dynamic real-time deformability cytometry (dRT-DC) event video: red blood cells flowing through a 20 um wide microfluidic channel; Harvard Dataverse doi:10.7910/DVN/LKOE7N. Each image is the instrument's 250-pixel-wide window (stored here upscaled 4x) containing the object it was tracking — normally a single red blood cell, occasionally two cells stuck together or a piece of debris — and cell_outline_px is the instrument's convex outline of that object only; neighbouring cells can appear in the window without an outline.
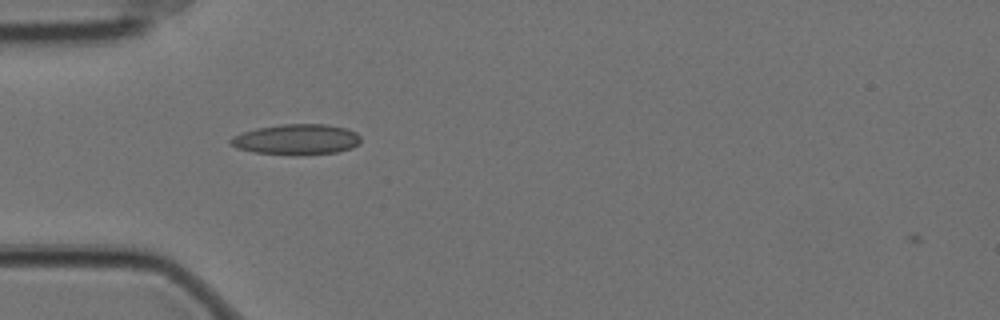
{"species": "Egyptian fruit bat (a non-hibernating species)", "species_latin": "Rousettus aegyptiacus", "temperature_condition": "cold", "stored_images_in_passage": 43, "camera_frame_rate_fps": 3000, "um_per_image_px": 0.085, "animal": {"sex": "female"}, "frame": {"image": 1, "passage_image": 3, "time_ms": 0.667, "image_size_px": [1000, 320], "cell_outline_px": [[360, 144], [352, 148], [336, 152], [256, 152], [240, 148], [232, 144], [228, 140], [232, 136], [256, 128], [280, 124], [324, 124], [348, 128], [356, 132], [360, 136]], "centroid_in_image_um": [25.26, 11.79], "position_along_channel_um": 59.7, "area_um2": 22.14}}
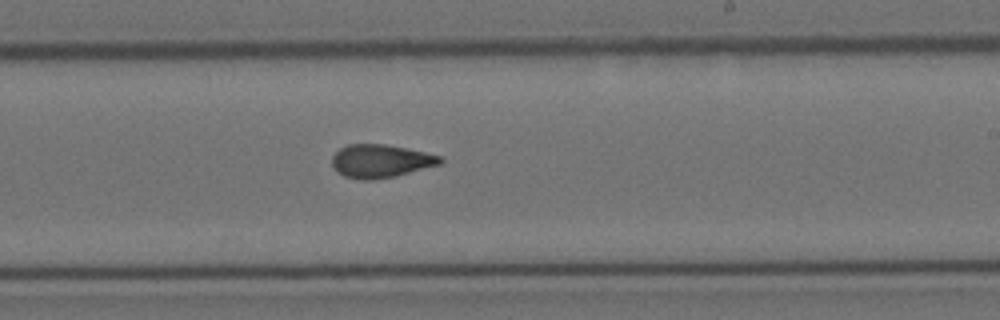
{"frame": {"image": 2, "passage_image": 20, "time_ms": 6.333, "image_size_px": [1000, 320], "cell_outline_px": [[444, 160], [440, 164], [392, 176], [368, 180], [364, 180], [344, 176], [336, 172], [332, 164], [332, 156], [340, 148], [348, 144], [384, 144], [424, 152], [440, 156]], "centroid_in_image_um": [32.3, 13.68], "position_along_channel_um": 256.7, "area_um2": 20.52}}
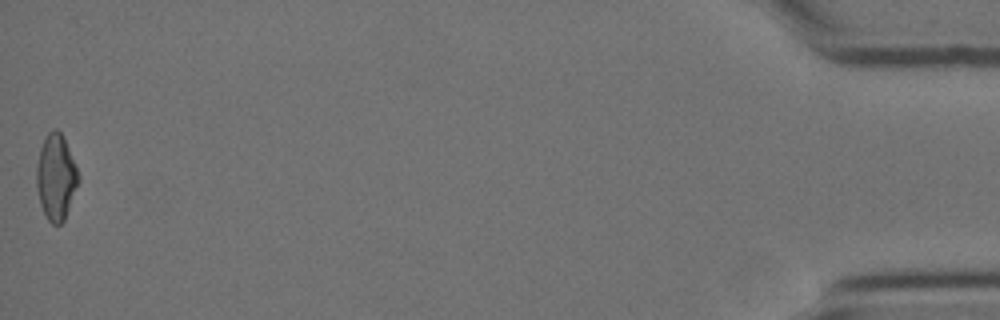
{"frame": {"image": 3, "passage_image": 43, "time_ms": 14.0, "image_size_px": [1000, 320], "cell_outline_px": [[80, 180], [64, 220], [60, 224], [52, 224], [48, 220], [40, 204], [36, 184], [36, 164], [40, 148], [48, 132], [52, 128], [56, 128], [64, 136], [80, 176]], "centroid_in_image_um": [4.76, 15.03], "position_along_channel_um": 430.4, "area_um2": 21.04}, "authors_computed_cell_mechanics": {"area_um2": 20.519, "velocity_mm_per_s": 3.5123, "shape_relaxation_time_tau1_ms": 10.1238, "shape_relaxation_time_tau2_ms": 3.0282, "deformation_change_tau1": 0.2028, "deformation_change_tau2": 0.0988}}